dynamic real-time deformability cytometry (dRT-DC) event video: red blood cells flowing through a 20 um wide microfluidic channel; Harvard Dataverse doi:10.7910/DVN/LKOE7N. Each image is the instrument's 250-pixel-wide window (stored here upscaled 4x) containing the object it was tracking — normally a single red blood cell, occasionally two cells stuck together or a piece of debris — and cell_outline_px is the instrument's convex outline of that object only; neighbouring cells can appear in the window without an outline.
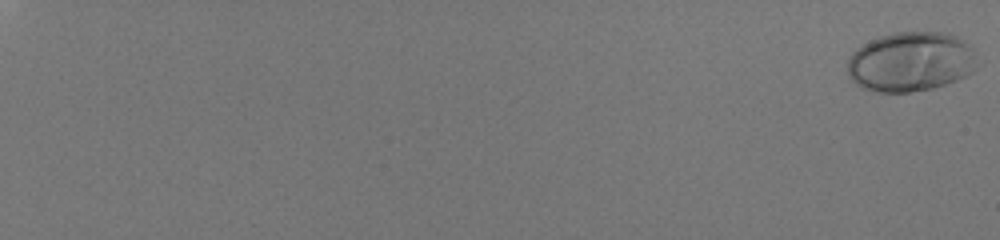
{"species": "human", "species_latin": "Homo sapiens", "temperature_condition": "room temperature", "stored_images_in_passage": 58, "camera_frame_rate_fps": 3000, "um_per_image_px": 0.085, "donor": {"sex": "male"}, "frame": {"image": 1, "passage_image": 1, "time_ms": 0.0, "image_size_px": [1000, 240], "cell_outline_px": [[976, 52], [972, 72], [956, 80], [932, 88], [908, 92], [876, 92], [864, 88], [856, 84], [848, 76], [848, 60], [852, 52], [856, 48], [880, 36], [896, 32], [940, 32], [956, 36], [968, 44]], "centroid_in_image_um": [77.38, 5.25], "position_along_channel_um": 7.6, "area_um2": 44.8}}
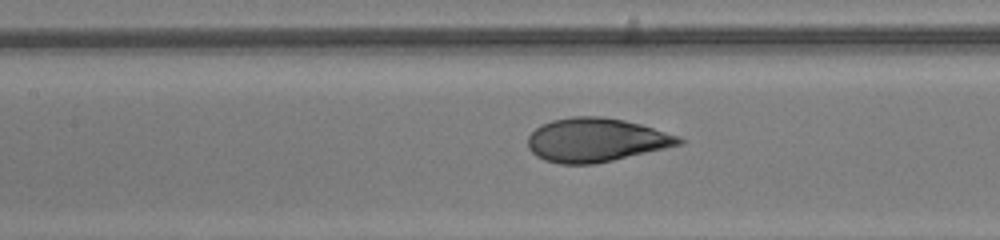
{"frame": {"image": 2, "passage_image": 34, "time_ms": 11.0, "image_size_px": [1000, 240], "cell_outline_px": [[684, 144], [612, 160], [592, 164], [560, 164], [544, 160], [536, 156], [528, 148], [528, 136], [540, 124], [552, 120], [572, 116], [600, 116], [624, 120], [640, 124], [680, 136], [684, 140]], "centroid_in_image_um": [50.65, 11.89], "position_along_channel_um": 156.8, "area_um2": 38.55}}
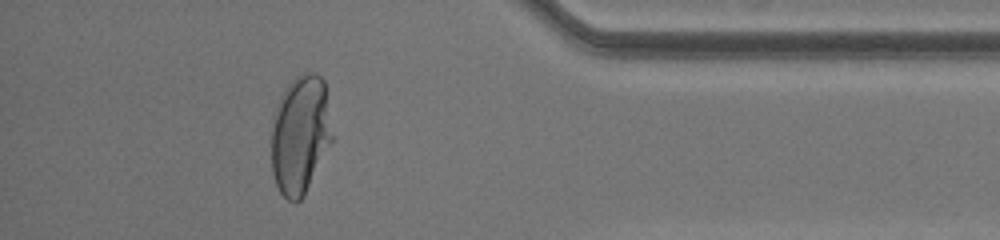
{"frame": {"image": 3, "passage_image": 54, "time_ms": 17.667, "image_size_px": [1000, 240], "cell_outline_px": [[332, 140], [304, 196], [296, 204], [288, 200], [280, 192], [276, 184], [272, 172], [272, 116], [280, 96], [284, 88], [300, 72], [316, 72], [324, 80], [332, 136]], "centroid_in_image_um": [25.5, 11.43], "position_along_channel_um": 409.7, "area_um2": 42.14}, "authors_computed_cell_mechanics": {"area_um2": 39.3329, "velocity_mm_per_s": 4.0613, "shape_relaxation_time_tau1_ms": 3.8916, "shape_relaxation_time_tau2_ms": null, "deformation_change_tau1": 0.2082, "deformation_change_tau2": null}}